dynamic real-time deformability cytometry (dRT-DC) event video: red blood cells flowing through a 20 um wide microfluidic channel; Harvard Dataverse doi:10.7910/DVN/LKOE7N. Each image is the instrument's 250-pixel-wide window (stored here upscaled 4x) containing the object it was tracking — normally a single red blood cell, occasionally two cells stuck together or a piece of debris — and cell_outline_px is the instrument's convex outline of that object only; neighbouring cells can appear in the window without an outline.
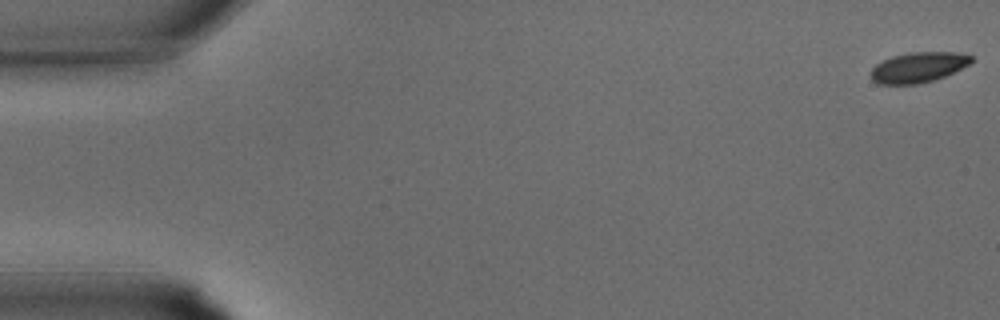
{"species": "common noctule bat (a hibernating species)", "species_latin": "Nyctalus noctula", "temperature_condition": "warm", "stored_images_in_passage": 34, "camera_frame_rate_fps": 3000, "um_per_image_px": 0.085, "animal": {"sex": "male", "body_mass_g": 15.6}, "frame": {"image": 1, "passage_image": 1, "time_ms": 0.0, "image_size_px": [1000, 320], "cell_outline_px": [[972, 60], [968, 64], [944, 76], [920, 84], [876, 84], [872, 80], [868, 72], [876, 64], [892, 56], [912, 52], [956, 52], [972, 56]], "centroid_in_image_um": [77.98, 5.73], "position_along_channel_um": 7.0, "area_um2": 17.63}}
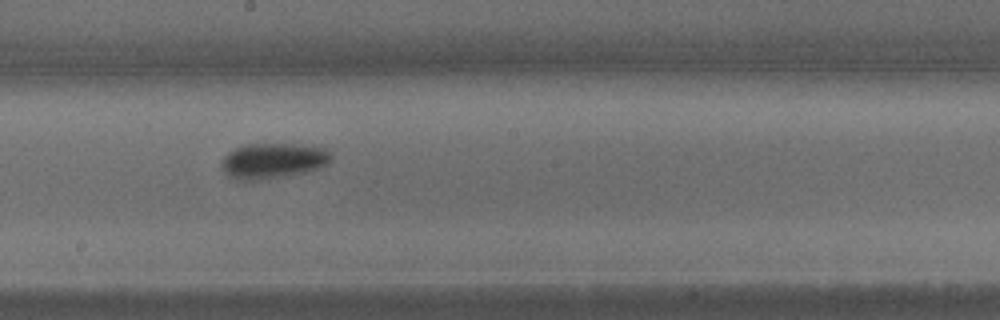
{"frame": {"image": 2, "passage_image": 19, "time_ms": 6.0, "image_size_px": [1000, 320], "cell_outline_px": [[332, 160], [328, 164], [320, 168], [308, 172], [284, 176], [256, 180], [236, 180], [228, 176], [224, 172], [220, 164], [220, 160], [228, 152], [244, 144], [292, 144], [324, 148], [332, 156]], "centroid_in_image_um": [23.18, 13.67], "position_along_channel_um": 225.0, "area_um2": 22.77}}
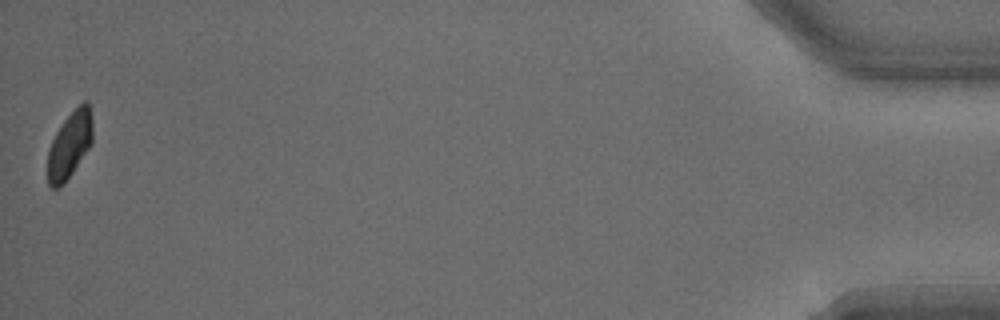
{"frame": {"image": 3, "passage_image": 34, "time_ms": 11.0, "image_size_px": [1000, 320], "cell_outline_px": [[92, 144], [72, 172], [56, 188], [52, 188], [48, 184], [48, 152], [52, 140], [56, 132], [64, 120], [84, 100], [88, 100], [92, 116]], "centroid_in_image_um": [5.94, 12.26], "position_along_channel_um": 429.3, "area_um2": 17.11}}